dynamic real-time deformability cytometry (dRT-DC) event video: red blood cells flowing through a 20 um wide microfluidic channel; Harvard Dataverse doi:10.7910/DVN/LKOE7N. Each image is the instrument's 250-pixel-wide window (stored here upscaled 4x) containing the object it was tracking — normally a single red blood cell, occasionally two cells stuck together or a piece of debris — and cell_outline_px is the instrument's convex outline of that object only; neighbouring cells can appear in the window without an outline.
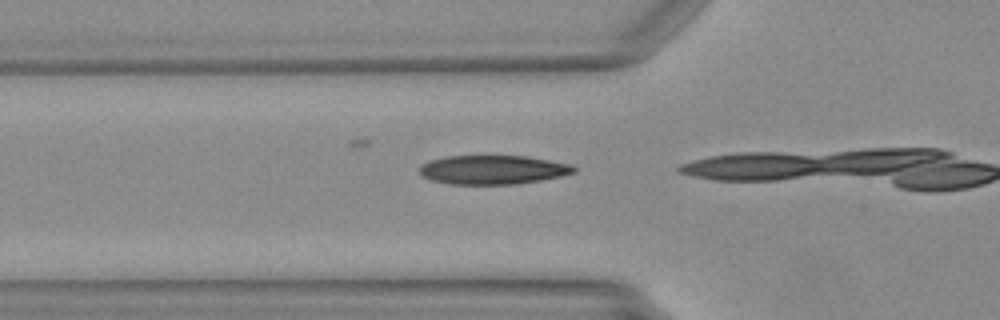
{"species": "Egyptian fruit bat (a non-hibernating species)", "species_latin": "Rousettus aegyptiacus", "temperature_condition": "warm", "stored_images_in_passage": 6, "camera_frame_rate_fps": 3000, "um_per_image_px": 0.085, "animal": {"sex": "female"}, "frame": {"image": 1, "passage_image": 4, "time_ms": 1.0, "image_size_px": [1000, 320], "cell_outline_px": [[576, 172], [560, 176], [540, 180], [516, 184], [448, 184], [432, 180], [420, 176], [420, 164], [428, 160], [444, 156], [528, 156], [572, 164], [576, 168]], "centroid_in_image_um": [41.86, 14.42], "position_along_channel_um": 83.9, "area_um2": 26.3}}